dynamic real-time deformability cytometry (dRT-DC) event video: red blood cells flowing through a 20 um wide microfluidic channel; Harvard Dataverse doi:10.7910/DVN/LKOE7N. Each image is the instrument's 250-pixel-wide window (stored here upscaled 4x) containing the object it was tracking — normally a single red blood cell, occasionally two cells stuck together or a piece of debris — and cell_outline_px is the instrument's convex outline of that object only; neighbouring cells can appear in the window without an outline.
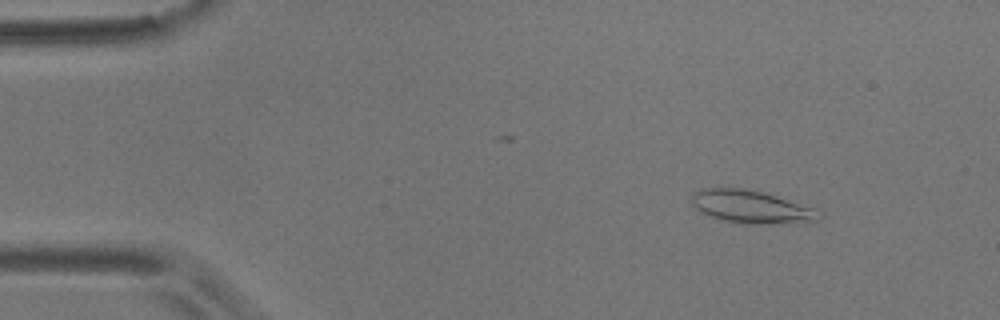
{"species": "common noctule bat (a hibernating species)", "species_latin": "Nyctalus noctula", "temperature_condition": "room temperature", "stored_images_in_passage": 50, "camera_frame_rate_fps": 3000, "um_per_image_px": 0.085, "animal": {"sex": "male", "body_mass_g": 17.9}, "frame": {"image": 1, "passage_image": 5, "time_ms": 1.333, "image_size_px": [1000, 320], "cell_outline_px": [[824, 216], [820, 220], [804, 224], [744, 224], [724, 220], [708, 216], [700, 212], [692, 204], [692, 192], [700, 188], [744, 188], [764, 192], [824, 212]], "centroid_in_image_um": [63.91, 17.61], "position_along_channel_um": 21.1, "area_um2": 24.97}}
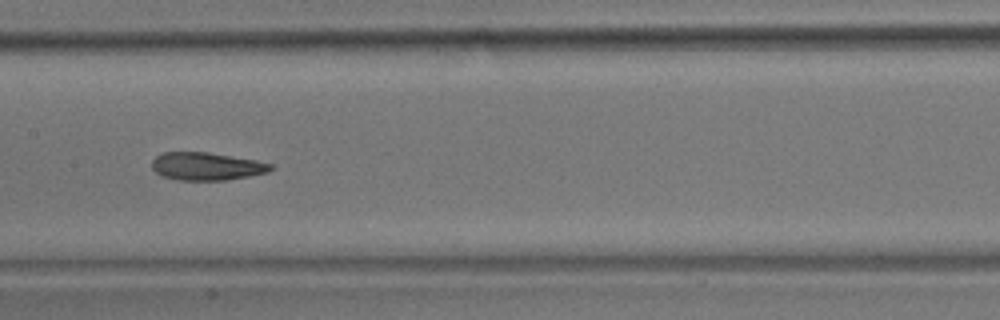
{"frame": {"image": 2, "passage_image": 26, "time_ms": 8.333, "image_size_px": [1000, 320], "cell_outline_px": [[276, 168], [268, 172], [228, 180], [176, 180], [160, 176], [152, 168], [152, 160], [156, 156], [164, 152], [208, 152], [256, 160], [272, 164]], "centroid_in_image_um": [17.56, 14.14], "position_along_channel_um": 189.8, "area_um2": 19.42}}
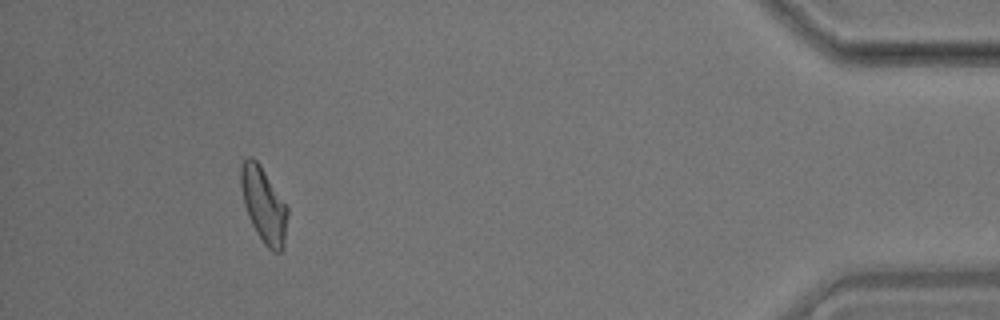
{"frame": {"image": 3, "passage_image": 50, "time_ms": 16.333, "image_size_px": [1000, 320], "cell_outline_px": [[288, 216], [284, 248], [280, 252], [272, 252], [264, 244], [252, 224], [248, 216], [244, 204], [240, 184], [240, 164], [248, 156], [252, 156], [260, 164], [288, 208]], "centroid_in_image_um": [22.41, 17.42], "position_along_channel_um": 412.8, "area_um2": 20.52}, "authors_computed_cell_mechanics": {"area_um2": 19.8832, "velocity_mm_per_s": 3.5511, "shape_relaxation_time_tau1_ms": 4.2204, "shape_relaxation_time_tau2_ms": 2.2526, "deformation_change_tau1": 0.1311, "deformation_change_tau2": 0.0959}}